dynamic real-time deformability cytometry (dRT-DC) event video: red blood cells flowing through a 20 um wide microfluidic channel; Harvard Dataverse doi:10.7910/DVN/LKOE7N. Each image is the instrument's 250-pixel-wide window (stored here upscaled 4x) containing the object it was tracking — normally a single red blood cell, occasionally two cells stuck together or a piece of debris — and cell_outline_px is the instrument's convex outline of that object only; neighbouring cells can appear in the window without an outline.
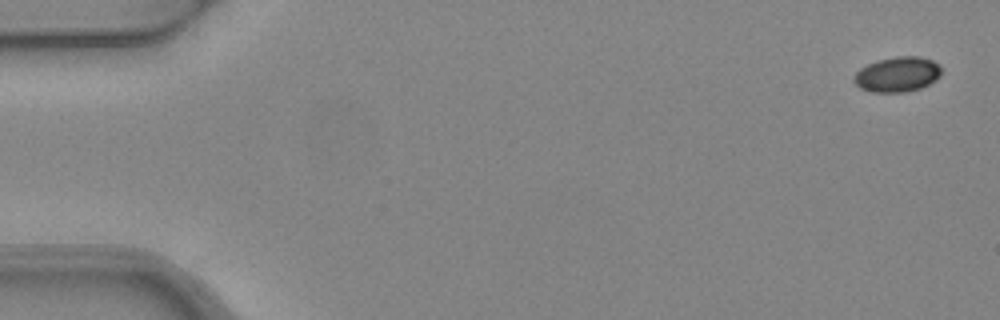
{"species": "common noctule bat (a hibernating species)", "species_latin": "Nyctalus noctula", "temperature_condition": "warm", "stored_images_in_passage": 5, "camera_frame_rate_fps": 3000, "um_per_image_px": 0.085, "animal": {"sex": "female", "body_mass_g": 24.6, "forearm_length_mm": 56.2}, "frame": {"image": 1, "passage_image": 1, "time_ms": 0.0, "image_size_px": [1000, 320], "cell_outline_px": [[940, 76], [936, 80], [920, 88], [904, 92], [872, 92], [860, 88], [852, 80], [852, 76], [860, 68], [876, 60], [896, 56], [920, 56], [932, 60], [940, 64]], "centroid_in_image_um": [76.26, 6.31], "position_along_channel_um": 8.7, "area_um2": 18.03}}
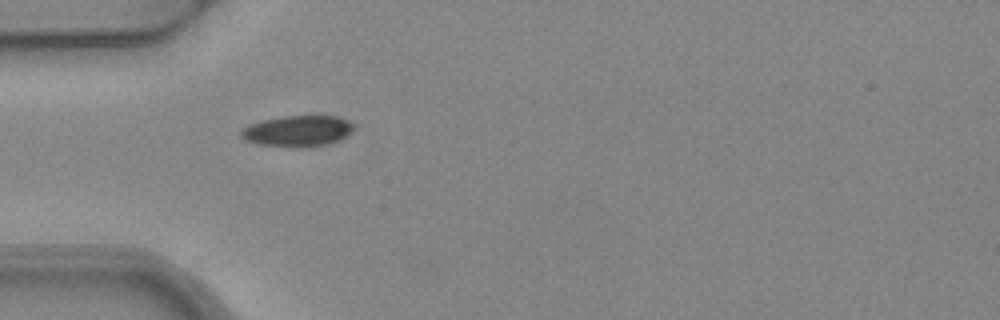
{"frame": {"image": 2, "passage_image": 5, "time_ms": 1.333, "image_size_px": [1000, 320], "cell_outline_px": [[356, 128], [352, 132], [340, 140], [324, 144], [256, 144], [244, 140], [240, 136], [240, 132], [244, 128], [252, 124], [264, 120], [284, 116], [336, 116], [348, 120], [356, 124]], "centroid_in_image_um": [25.36, 11.08], "position_along_channel_um": 59.6, "area_um2": 19.48}}